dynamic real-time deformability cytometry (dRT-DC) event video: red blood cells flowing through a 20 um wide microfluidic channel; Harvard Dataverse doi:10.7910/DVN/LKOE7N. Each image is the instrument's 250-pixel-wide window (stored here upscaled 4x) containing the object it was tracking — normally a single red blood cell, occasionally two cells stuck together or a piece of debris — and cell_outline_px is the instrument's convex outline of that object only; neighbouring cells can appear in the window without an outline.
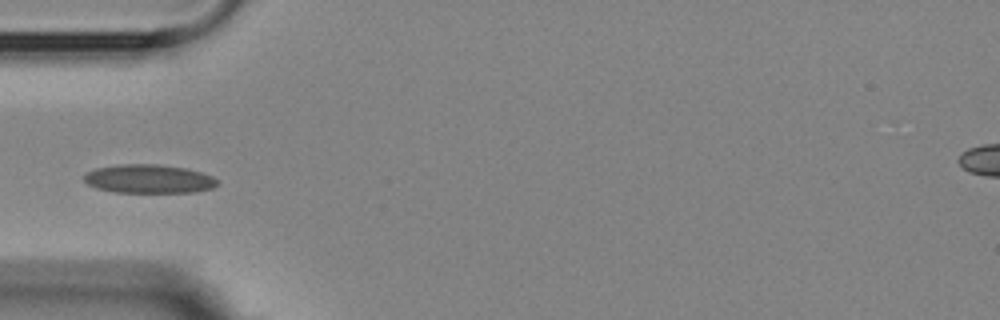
{"species": "Egyptian fruit bat (a non-hibernating species)", "species_latin": "Rousettus aegyptiacus", "temperature_condition": "room temperature", "stored_images_in_passage": 8, "camera_frame_rate_fps": 3000, "um_per_image_px": 0.085, "animal": {"sex": "female"}, "frame": {"image": 1, "passage_image": 5, "time_ms": 4.333, "image_size_px": [1000, 320], "cell_outline_px": [[220, 180], [212, 188], [196, 192], [116, 192], [96, 188], [88, 184], [84, 180], [84, 176], [88, 172], [96, 168], [120, 164], [156, 164], [184, 168], [200, 172], [212, 176]], "centroid_in_image_um": [12.66, 15.2], "position_along_channel_um": 72.3, "area_um2": 22.14}}
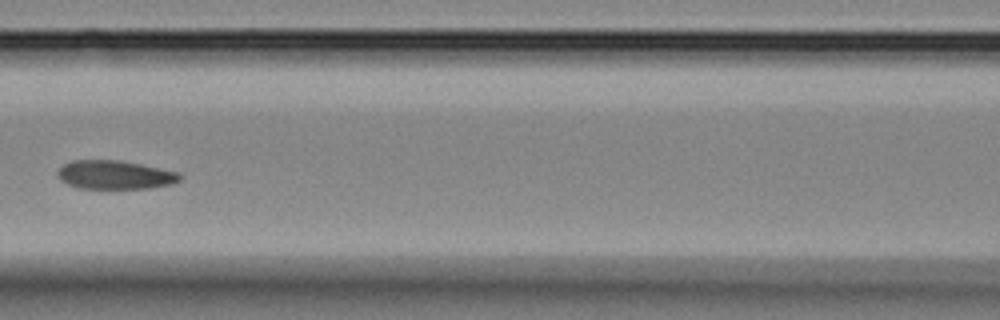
{"frame": {"image": 2, "passage_image": 7, "time_ms": 6.667, "image_size_px": [1000, 320], "cell_outline_px": [[184, 176], [180, 180], [172, 184], [148, 188], [76, 188], [60, 180], [56, 176], [56, 172], [64, 164], [72, 160], [120, 160], [180, 172]], "centroid_in_image_um": [9.77, 14.86], "position_along_channel_um": 156.8, "area_um2": 20.58}}
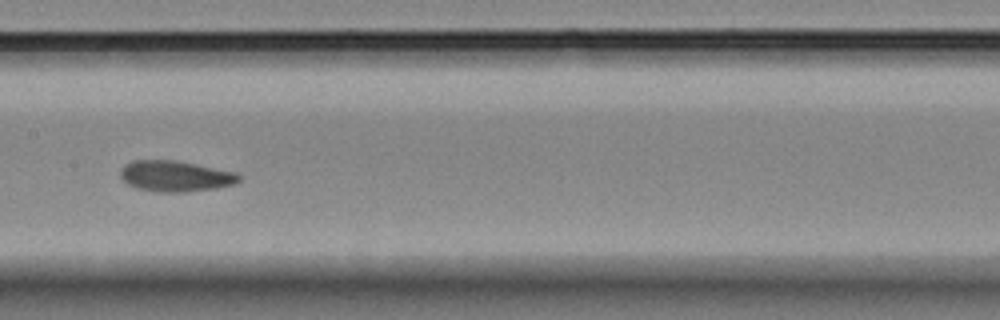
{"frame": {"image": 3, "passage_image": 8, "time_ms": 7.667, "image_size_px": [1000, 320], "cell_outline_px": [[240, 180], [236, 184], [216, 188], [188, 192], [156, 192], [136, 188], [128, 184], [120, 176], [120, 168], [124, 164], [132, 160], [176, 160], [236, 172], [240, 176]], "centroid_in_image_um": [14.9, 14.97], "position_along_channel_um": 192.5, "area_um2": 21.56}}